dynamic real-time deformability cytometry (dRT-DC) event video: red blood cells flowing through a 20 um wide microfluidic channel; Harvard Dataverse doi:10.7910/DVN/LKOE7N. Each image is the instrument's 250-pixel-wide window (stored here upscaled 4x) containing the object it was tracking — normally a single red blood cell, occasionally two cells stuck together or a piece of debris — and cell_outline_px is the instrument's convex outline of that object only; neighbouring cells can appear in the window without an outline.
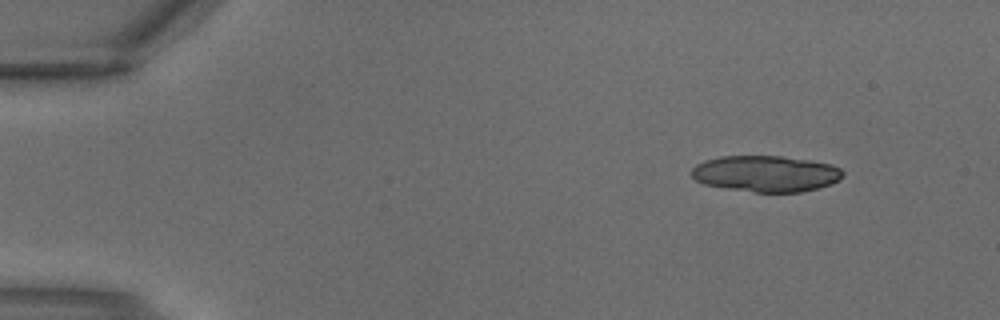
{"species": "common noctule bat (a hibernating species)", "species_latin": "Nyctalus noctula", "temperature_condition": "warm", "stored_images_in_passage": 3, "segment_of_instrument_passage": [1, 2], "camera_frame_rate_fps": 3000, "um_per_image_px": 0.085, "animal": {"sex": "male", "body_mass_g": 18.8}, "frame": {"image": 1, "passage_image": 1, "time_ms": 0.0, "image_size_px": [1000, 320], "cell_outline_px": [[844, 176], [840, 180], [816, 188], [800, 192], [756, 192], [728, 188], [704, 184], [696, 180], [692, 176], [692, 168], [696, 164], [704, 160], [720, 156], [780, 156], [808, 160], [832, 164], [840, 168], [844, 172]], "centroid_in_image_um": [65.1, 14.75], "position_along_channel_um": 19.9, "area_um2": 31.79}}